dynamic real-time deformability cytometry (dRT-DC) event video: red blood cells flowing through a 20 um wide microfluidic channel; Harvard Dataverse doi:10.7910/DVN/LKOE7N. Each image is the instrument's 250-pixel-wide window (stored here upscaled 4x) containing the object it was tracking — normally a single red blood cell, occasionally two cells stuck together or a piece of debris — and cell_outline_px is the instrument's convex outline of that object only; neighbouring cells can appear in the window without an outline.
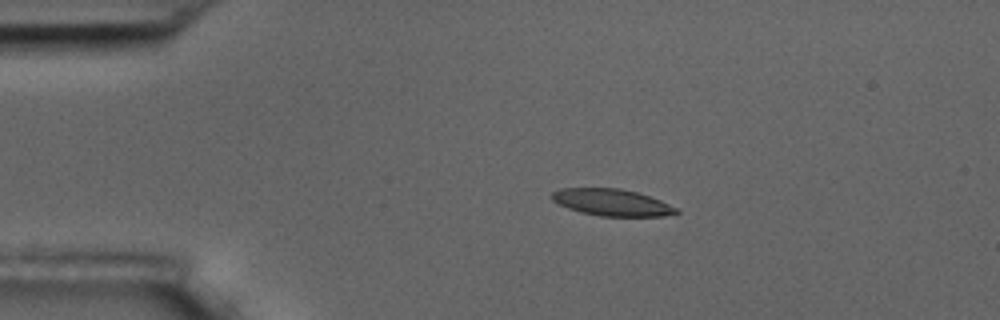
{"species": "common noctule bat (a hibernating species)", "species_latin": "Nyctalus noctula", "temperature_condition": "room temperature", "stored_images_in_passage": 15, "camera_frame_rate_fps": 3000, "um_per_image_px": 0.085, "animal": {"sex": "male", "body_mass_g": 17.5, "forearm_length_mm": 52.3}, "frame": {"image": 1, "passage_image": 3, "time_ms": 3.333, "image_size_px": [1000, 320], "cell_outline_px": [[680, 212], [664, 216], [600, 216], [580, 212], [568, 208], [552, 200], [552, 192], [560, 188], [620, 188], [636, 192], [660, 200], [680, 208]], "centroid_in_image_um": [52.04, 17.21], "position_along_channel_um": 33.0, "area_um2": 19.42}}
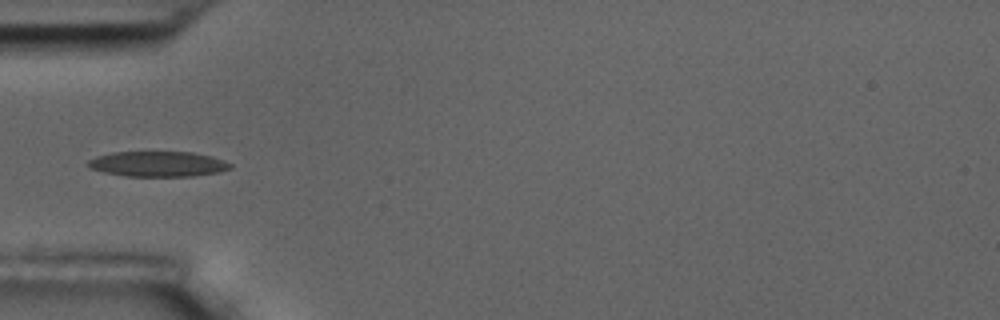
{"frame": {"image": 2, "passage_image": 5, "time_ms": 5.667, "image_size_px": [1000, 320], "cell_outline_px": [[232, 168], [216, 172], [192, 176], [124, 176], [104, 172], [88, 168], [88, 160], [96, 156], [112, 152], [192, 152], [212, 156], [224, 160], [232, 164]], "centroid_in_image_um": [13.4, 13.93], "position_along_channel_um": 71.6, "area_um2": 20.98}}
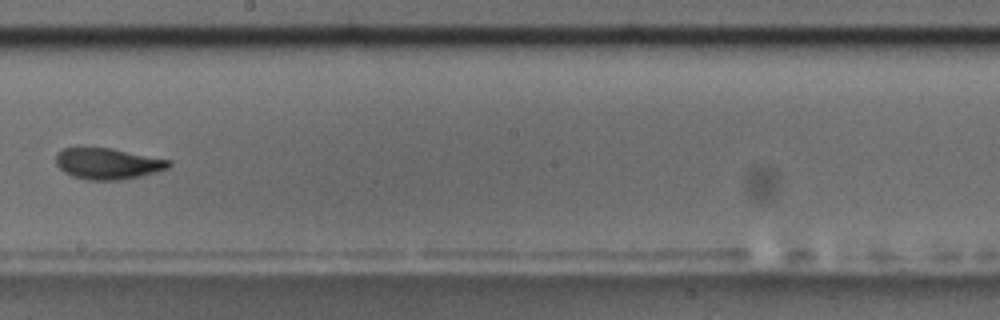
{"frame": {"image": 3, "passage_image": 9, "time_ms": 10.333, "image_size_px": [1000, 320], "cell_outline_px": [[172, 164], [168, 168], [156, 172], [140, 176], [120, 180], [84, 180], [72, 176], [64, 172], [56, 164], [56, 152], [64, 148], [76, 144], [80, 144], [112, 148], [172, 160]], "centroid_in_image_um": [9.1, 13.86], "position_along_channel_um": 239.1, "area_um2": 21.39}, "authors_computed_cell_mechanics": {"area_um2": 20.23, "velocity_mm_per_s": 3.6006, "shape_relaxation_time_tau1_ms": 5.3111, "shape_relaxation_time_tau2_ms": 1.7817, "deformation_change_tau1": 0.1916, "deformation_change_tau2": 0.0907}}